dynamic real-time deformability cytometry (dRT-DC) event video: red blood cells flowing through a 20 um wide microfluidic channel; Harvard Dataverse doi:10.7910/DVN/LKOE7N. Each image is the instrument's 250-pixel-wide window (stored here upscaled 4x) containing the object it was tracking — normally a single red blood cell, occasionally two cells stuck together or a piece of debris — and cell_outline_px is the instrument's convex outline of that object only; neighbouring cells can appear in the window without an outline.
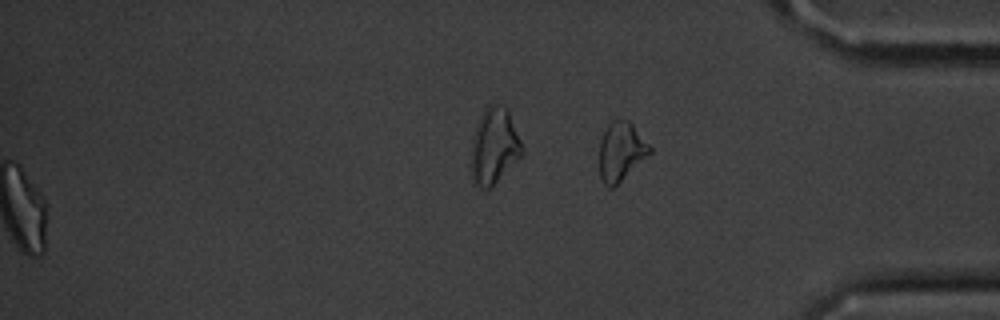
{"species": "common noctule bat (a hibernating species)", "species_latin": "Nyctalus noctula", "temperature_condition": "cold", "stored_images_in_passage": 57, "segment_of_instrument_passage": [2, 2], "camera_frame_rate_fps": 3000, "um_per_image_px": 0.085, "animal": {"sex": "male", "body_mass_g": 20.1, "forearm_length_mm": 53.5}, "frame": {"image": 1, "passage_image": 57, "time_ms": 18.667, "image_size_px": [1000, 320], "cell_outline_px": [[652, 152], [612, 188], [608, 188], [604, 184], [600, 176], [600, 140], [608, 124], [612, 120], [628, 120], [632, 124], [652, 148]], "centroid_in_image_um": [52.78, 12.87], "position_along_channel_um": 382.4, "area_um2": 16.94}}